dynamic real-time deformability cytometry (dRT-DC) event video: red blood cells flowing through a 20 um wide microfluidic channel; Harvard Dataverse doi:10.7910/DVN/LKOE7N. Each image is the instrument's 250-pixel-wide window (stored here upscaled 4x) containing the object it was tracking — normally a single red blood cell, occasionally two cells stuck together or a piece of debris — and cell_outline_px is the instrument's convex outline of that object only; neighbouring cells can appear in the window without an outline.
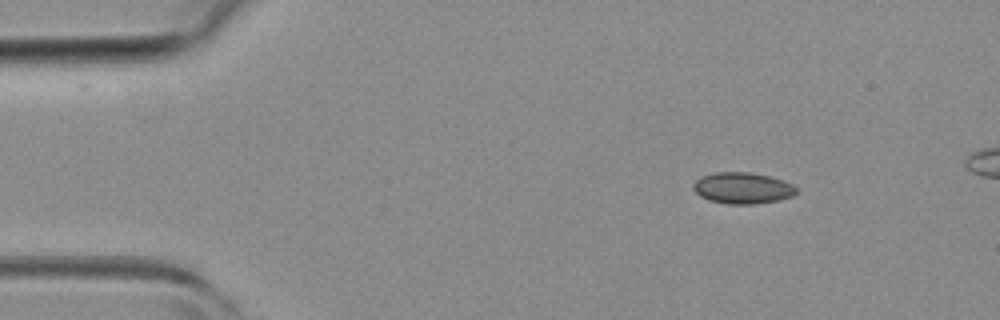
{"species": "common noctule bat (a hibernating species)", "species_latin": "Nyctalus noctula", "temperature_condition": "room temperature", "stored_images_in_passage": 39, "segment_of_instrument_passage": [1, 2], "camera_frame_rate_fps": 3000, "um_per_image_px": 0.085, "animal": {"sex": "female", "body_mass_g": 19.3, "forearm_length_mm": 54.1}, "frame": {"image": 1, "passage_image": 1, "time_ms": 0.0, "image_size_px": [1000, 320], "cell_outline_px": [[796, 192], [792, 196], [780, 200], [756, 204], [728, 204], [708, 200], [700, 196], [692, 188], [692, 184], [696, 180], [712, 172], [748, 172], [768, 176], [784, 180], [792, 184], [796, 188]], "centroid_in_image_um": [63.11, 15.99], "position_along_channel_um": 21.9, "area_um2": 18.84}}
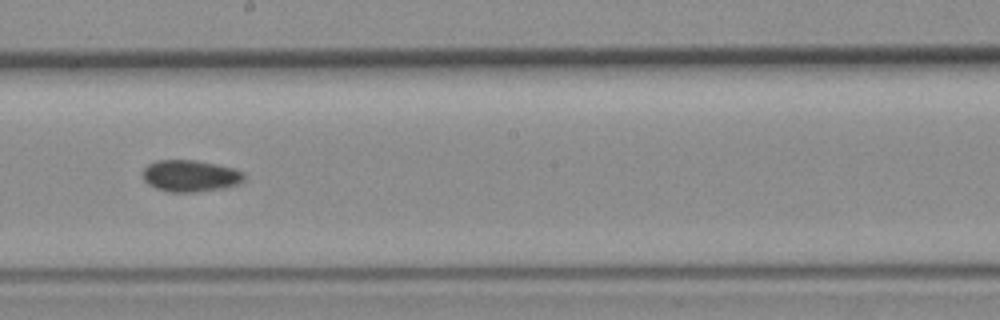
{"frame": {"image": 2, "passage_image": 19, "time_ms": 6.0, "image_size_px": [1000, 320], "cell_outline_px": [[244, 180], [240, 184], [224, 188], [200, 192], [168, 192], [156, 188], [148, 184], [144, 180], [144, 168], [148, 164], [156, 160], [196, 160], [216, 164], [232, 168], [244, 172]], "centroid_in_image_um": [16.2, 14.96], "position_along_channel_um": 232.0, "area_um2": 18.84}}
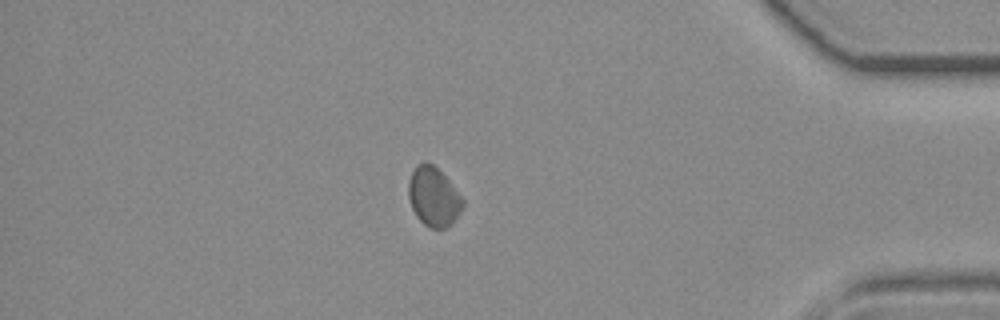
{"frame": {"image": 3, "passage_image": 32, "time_ms": 10.333, "image_size_px": [1000, 320], "cell_outline_px": [[464, 204], [460, 212], [452, 224], [448, 228], [432, 228], [424, 224], [416, 216], [412, 208], [408, 196], [408, 184], [412, 172], [416, 164], [424, 160], [432, 164], [448, 180], [464, 200]], "centroid_in_image_um": [36.84, 16.73], "position_along_channel_um": 398.4, "area_um2": 18.67}}